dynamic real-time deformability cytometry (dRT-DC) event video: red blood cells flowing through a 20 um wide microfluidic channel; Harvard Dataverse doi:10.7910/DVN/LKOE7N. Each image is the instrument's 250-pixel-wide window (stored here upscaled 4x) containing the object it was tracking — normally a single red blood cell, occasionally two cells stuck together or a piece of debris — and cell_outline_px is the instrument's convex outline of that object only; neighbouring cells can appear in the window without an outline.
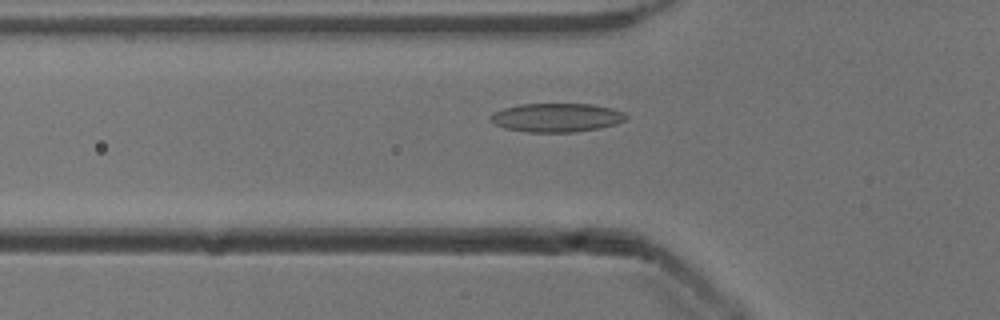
{"species": "common noctule bat (a hibernating species)", "species_latin": "Nyctalus noctula", "temperature_condition": "cold", "stored_images_in_passage": 47, "camera_frame_rate_fps": 3000, "um_per_image_px": 0.085, "animal": {"sex": "male", "body_mass_g": 13.3}, "frame": {"image": 1, "passage_image": 12, "time_ms": 3.667, "image_size_px": [1000, 320], "cell_outline_px": [[628, 116], [624, 120], [616, 124], [600, 128], [576, 132], [528, 132], [504, 128], [488, 120], [488, 116], [492, 112], [504, 108], [520, 104], [592, 104], [612, 108], [624, 112]], "centroid_in_image_um": [47.29, 9.99], "position_along_channel_um": 78.5, "area_um2": 22.89}}
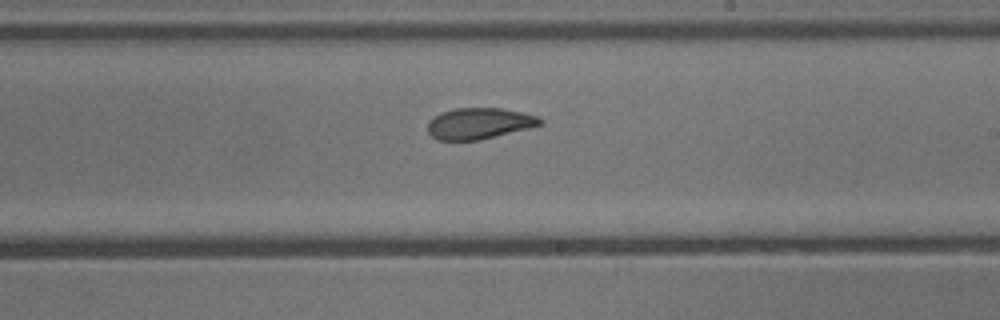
{"frame": {"image": 2, "passage_image": 25, "time_ms": 8.0, "image_size_px": [1000, 320], "cell_outline_px": [[544, 124], [480, 140], [436, 140], [428, 132], [428, 120], [432, 116], [440, 112], [456, 108], [500, 108], [524, 112], [536, 116], [544, 120]], "centroid_in_image_um": [40.71, 10.48], "position_along_channel_um": 248.3, "area_um2": 20.58}}
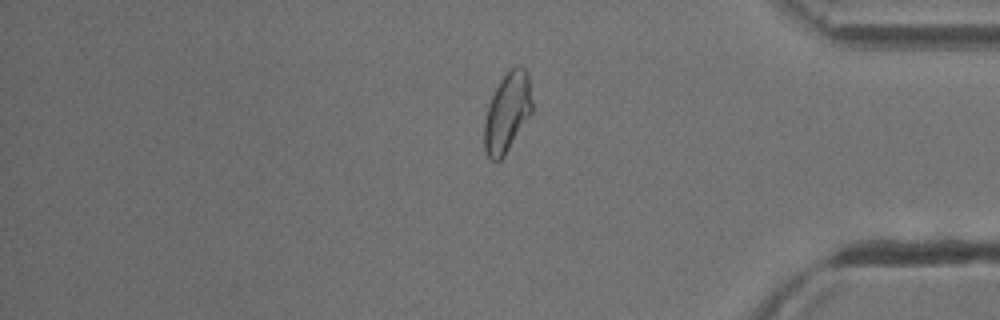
{"frame": {"image": 3, "passage_image": 38, "time_ms": 12.333, "image_size_px": [1000, 320], "cell_outline_px": [[532, 112], [504, 156], [500, 160], [492, 160], [488, 156], [484, 148], [484, 124], [488, 104], [500, 80], [516, 64], [524, 68], [528, 76], [532, 100]], "centroid_in_image_um": [43.11, 9.56], "position_along_channel_um": 392.1, "area_um2": 21.85}, "authors_computed_cell_mechanics": {"area_um2": 22.0218, "velocity_mm_per_s": 3.9018, "shape_relaxation_time_tau1_ms": 6.0132, "shape_relaxation_time_tau2_ms": 2.4293, "deformation_change_tau1": 0.1461, "deformation_change_tau2": 0.0822}}